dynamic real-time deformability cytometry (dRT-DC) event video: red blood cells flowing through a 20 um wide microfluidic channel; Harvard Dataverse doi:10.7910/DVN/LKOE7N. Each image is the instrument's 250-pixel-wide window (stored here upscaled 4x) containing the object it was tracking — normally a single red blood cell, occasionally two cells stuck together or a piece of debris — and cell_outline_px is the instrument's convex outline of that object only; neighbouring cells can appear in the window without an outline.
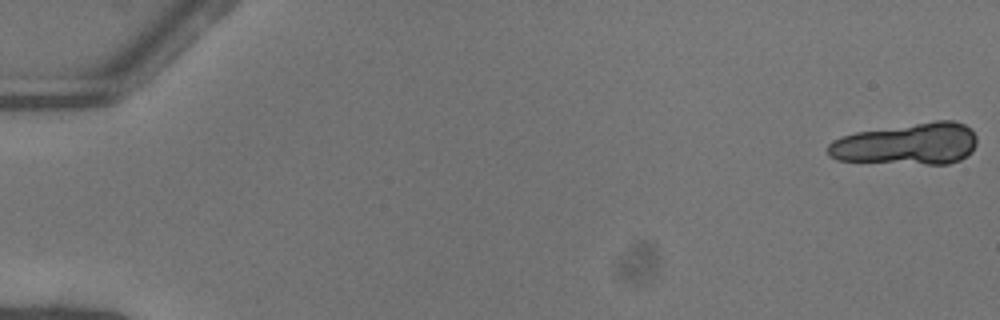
{"species": "common noctule bat (a hibernating species)", "species_latin": "Nyctalus noctula", "temperature_condition": "warm", "stored_images_in_passage": 21, "camera_frame_rate_fps": 3000, "um_per_image_px": 0.085, "animal": {"sex": "female"}, "frame": {"image": 1, "passage_image": 1, "time_ms": 0.0, "image_size_px": [1000, 320], "cell_outline_px": [[976, 144], [972, 152], [968, 156], [960, 160], [948, 164], [928, 164], [836, 160], [828, 156], [828, 144], [832, 140], [840, 136], [856, 132], [936, 120], [952, 120], [964, 124], [976, 136]], "centroid_in_image_um": [77.11, 12.23], "position_along_channel_um": 7.9, "area_um2": 36.3}}